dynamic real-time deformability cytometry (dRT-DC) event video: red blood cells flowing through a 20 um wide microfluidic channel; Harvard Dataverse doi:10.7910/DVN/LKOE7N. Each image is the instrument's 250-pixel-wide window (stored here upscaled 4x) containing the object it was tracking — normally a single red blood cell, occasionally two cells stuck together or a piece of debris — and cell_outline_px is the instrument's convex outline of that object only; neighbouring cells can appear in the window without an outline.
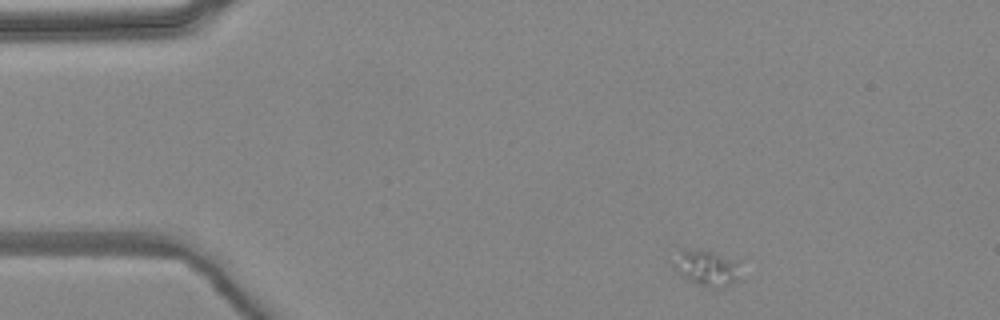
{"species": "common noctule bat (a hibernating species)", "species_latin": "Nyctalus noctula", "temperature_condition": "warm", "stored_images_in_passage": 4, "camera_frame_rate_fps": 3000, "um_per_image_px": 0.085, "animal": {"sex": "female", "body_mass_g": 24.6, "forearm_length_mm": 56.2}, "frame": {"image": 1, "passage_image": 1, "time_ms": 0.0, "image_size_px": [1000, 320], "cell_outline_px": [[740, 280], [724, 288], [716, 288], [700, 284], [688, 280], [676, 272], [672, 264], [680, 252], [712, 252], [740, 260]], "centroid_in_image_um": [60.19, 22.84], "position_along_channel_um": 24.8, "area_um2": 13.7}}